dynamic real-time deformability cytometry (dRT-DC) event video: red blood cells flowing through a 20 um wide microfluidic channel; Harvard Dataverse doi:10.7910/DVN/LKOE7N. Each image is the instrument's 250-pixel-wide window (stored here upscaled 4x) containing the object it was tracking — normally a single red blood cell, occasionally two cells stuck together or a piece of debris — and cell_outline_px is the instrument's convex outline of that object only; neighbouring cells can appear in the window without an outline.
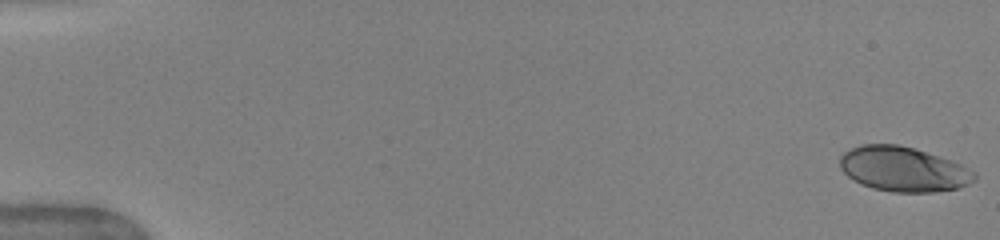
{"species": "human", "species_latin": "Homo sapiens", "temperature_condition": "warm", "stored_images_in_passage": 51, "camera_frame_rate_fps": 3000, "um_per_image_px": 0.085, "donor": {"sex": "female"}, "frame": {"image": 1, "passage_image": 1, "time_ms": 0.0, "image_size_px": [1000, 240], "cell_outline_px": [[976, 180], [960, 188], [932, 192], [892, 192], [872, 188], [852, 180], [840, 168], [840, 156], [844, 152], [860, 144], [900, 144], [952, 160], [976, 172]], "centroid_in_image_um": [76.78, 14.38], "position_along_channel_um": 8.2, "area_um2": 35.26}}
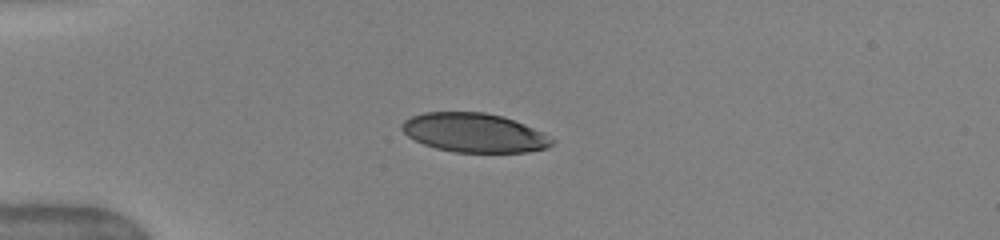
{"frame": {"image": 2, "passage_image": 14, "time_ms": 4.333, "image_size_px": [1000, 240], "cell_outline_px": [[556, 140], [548, 148], [528, 152], [456, 152], [436, 148], [424, 144], [408, 136], [400, 128], [400, 124], [404, 120], [412, 116], [424, 112], [484, 112], [504, 116], [524, 124]], "centroid_in_image_um": [40.3, 11.28], "position_along_channel_um": 44.7, "area_um2": 34.1}}
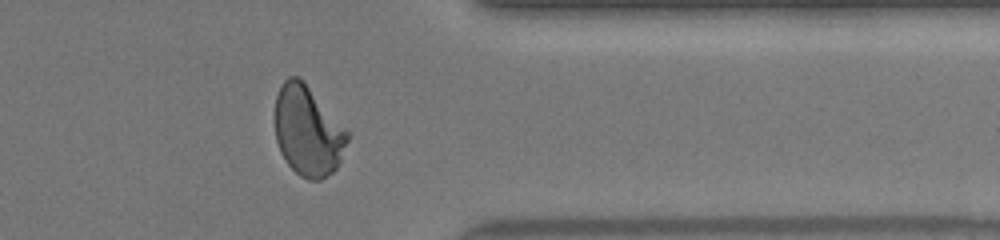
{"frame": {"image": 3, "passage_image": 42, "time_ms": 13.667, "image_size_px": [1000, 240], "cell_outline_px": [[348, 140], [340, 160], [336, 168], [332, 172], [320, 180], [308, 180], [300, 176], [288, 164], [280, 152], [276, 140], [276, 96], [284, 80], [288, 76], [300, 76], [304, 80], [348, 132]], "centroid_in_image_um": [26.15, 11.12], "position_along_channel_um": 385.2, "area_um2": 37.69}, "authors_computed_cell_mechanics": {"area_um2": 37.4544, "velocity_mm_per_s": 4.0305, "shape_relaxation_time_tau1_ms": 3.8941, "shape_relaxation_time_tau2_ms": null, "deformation_change_tau1": 0.1941, "deformation_change_tau2": null}}